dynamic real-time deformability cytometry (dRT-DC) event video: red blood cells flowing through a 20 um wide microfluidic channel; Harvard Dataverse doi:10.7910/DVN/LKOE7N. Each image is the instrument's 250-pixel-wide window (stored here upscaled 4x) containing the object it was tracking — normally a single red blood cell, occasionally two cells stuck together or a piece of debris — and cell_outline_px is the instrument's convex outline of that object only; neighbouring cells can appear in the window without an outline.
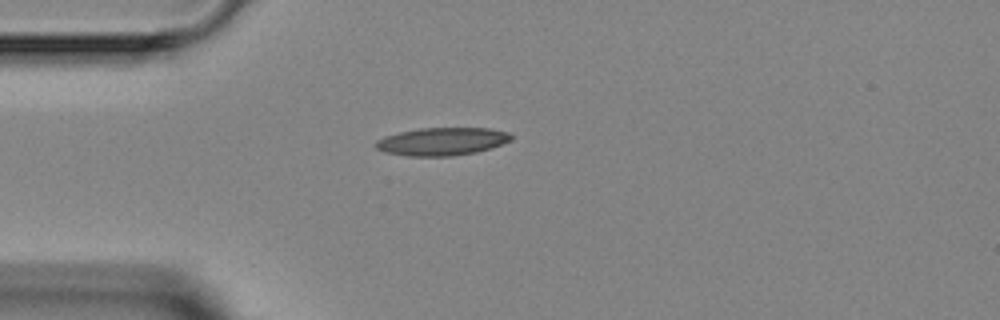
{"species": "Egyptian fruit bat (a non-hibernating species)", "species_latin": "Rousettus aegyptiacus", "temperature_condition": "room temperature", "stored_images_in_passage": 2, "camera_frame_rate_fps": 3000, "um_per_image_px": 0.085, "animal": {"sex": "female"}, "frame": {"image": 1, "passage_image": 1, "time_ms": 0.0, "image_size_px": [1000, 320], "cell_outline_px": [[512, 140], [492, 148], [476, 152], [452, 156], [408, 156], [384, 152], [376, 148], [376, 140], [384, 136], [400, 132], [420, 128], [488, 128], [508, 132], [512, 136]], "centroid_in_image_um": [37.58, 12.02], "position_along_channel_um": 47.4, "area_um2": 22.02}}